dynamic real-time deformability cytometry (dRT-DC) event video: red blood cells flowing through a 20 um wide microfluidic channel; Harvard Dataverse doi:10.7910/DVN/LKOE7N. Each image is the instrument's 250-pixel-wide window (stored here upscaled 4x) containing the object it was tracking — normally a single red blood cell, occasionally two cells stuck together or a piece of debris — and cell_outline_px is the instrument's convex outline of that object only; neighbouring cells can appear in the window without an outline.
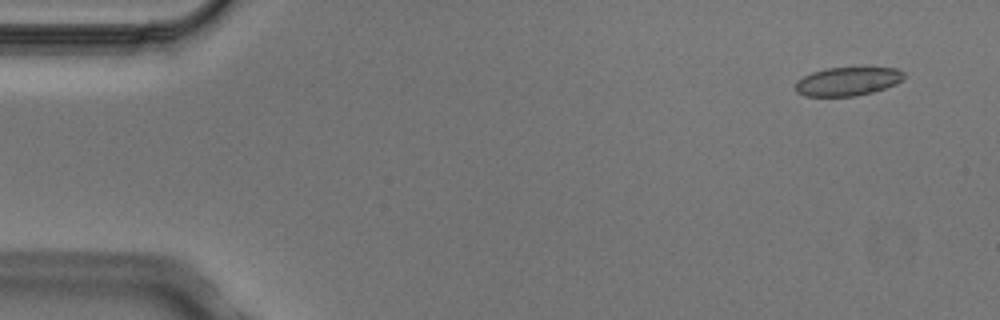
{"species": "Egyptian fruit bat (a non-hibernating species)", "species_latin": "Rousettus aegyptiacus", "temperature_condition": "cold", "stored_images_in_passage": 6, "camera_frame_rate_fps": 3000, "um_per_image_px": 0.085, "animal": {"sex": "male"}, "frame": {"image": 1, "passage_image": 2, "time_ms": 0.333, "image_size_px": [1000, 320], "cell_outline_px": [[904, 76], [896, 84], [872, 92], [856, 96], [804, 96], [796, 92], [796, 80], [812, 72], [828, 68], [896, 68], [904, 72]], "centroid_in_image_um": [72.02, 6.92], "position_along_channel_um": 13.0, "area_um2": 17.92}}
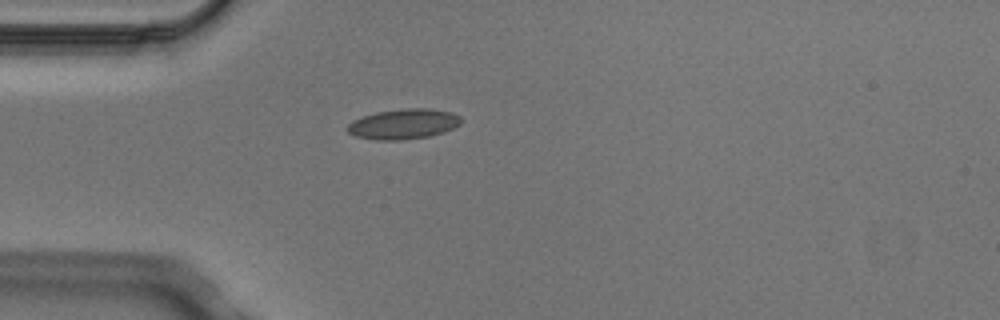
{"frame": {"image": 2, "passage_image": 5, "time_ms": 1.333, "image_size_px": [1000, 320], "cell_outline_px": [[460, 124], [444, 132], [428, 136], [400, 140], [376, 140], [356, 136], [348, 132], [348, 124], [352, 120], [376, 112], [404, 108], [432, 108], [452, 112], [460, 116]], "centroid_in_image_um": [34.3, 10.53], "position_along_channel_um": 50.7, "area_um2": 19.94}}